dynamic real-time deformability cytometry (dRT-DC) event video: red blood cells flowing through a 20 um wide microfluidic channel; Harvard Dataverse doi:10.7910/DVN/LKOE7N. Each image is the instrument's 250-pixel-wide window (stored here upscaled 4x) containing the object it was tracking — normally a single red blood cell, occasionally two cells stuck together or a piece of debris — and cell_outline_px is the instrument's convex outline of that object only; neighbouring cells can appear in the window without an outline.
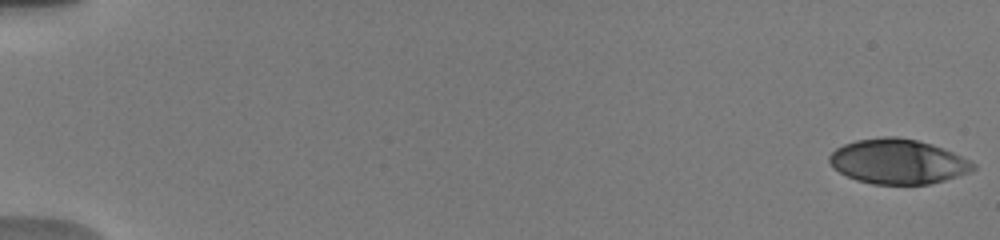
{"species": "human", "species_latin": "Homo sapiens", "temperature_condition": "warm", "stored_images_in_passage": 14, "camera_frame_rate_fps": 3000, "um_per_image_px": 0.085, "donor": {"sex": "male"}, "frame": {"image": 1, "passage_image": 1, "time_ms": 0.0, "image_size_px": [1000, 240], "cell_outline_px": [[976, 168], [972, 172], [932, 184], [872, 184], [856, 180], [832, 168], [828, 160], [828, 156], [836, 148], [844, 144], [856, 140], [884, 136], [896, 136], [916, 140], [932, 144], [944, 148], [976, 164]], "centroid_in_image_um": [76.32, 13.73], "position_along_channel_um": 8.7, "area_um2": 37.74}}
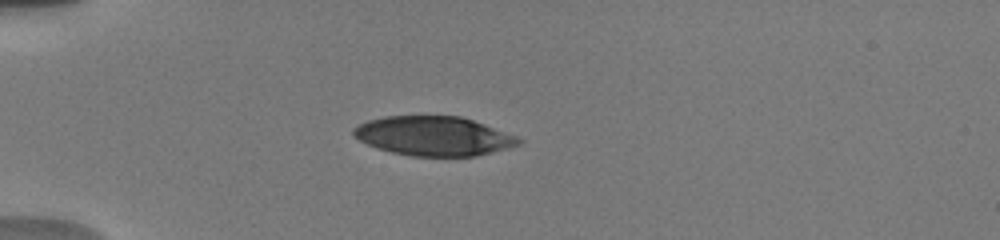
{"frame": {"image": 2, "passage_image": 9, "time_ms": 5.0, "image_size_px": [1000, 240], "cell_outline_px": [[524, 140], [520, 144], [508, 148], [476, 156], [412, 156], [392, 152], [376, 148], [352, 136], [352, 128], [368, 120], [384, 116], [460, 116], [484, 124], [516, 136]], "centroid_in_image_um": [36.84, 11.56], "position_along_channel_um": 48.2, "area_um2": 37.74}}
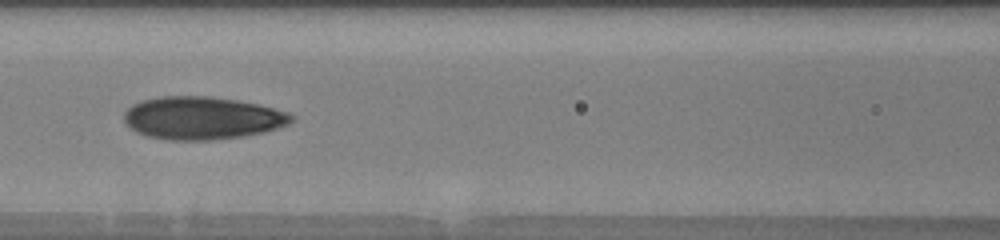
{"frame": {"image": 3, "passage_image": 13, "time_ms": 8.333, "image_size_px": [1000, 240], "cell_outline_px": [[296, 120], [288, 124], [264, 132], [244, 136], [212, 140], [168, 140], [148, 136], [136, 132], [124, 120], [124, 112], [132, 104], [140, 100], [160, 96], [212, 96], [240, 100], [288, 112], [296, 116]], "centroid_in_image_um": [17.2, 10.02], "position_along_channel_um": 149.4, "area_um2": 41.96}}